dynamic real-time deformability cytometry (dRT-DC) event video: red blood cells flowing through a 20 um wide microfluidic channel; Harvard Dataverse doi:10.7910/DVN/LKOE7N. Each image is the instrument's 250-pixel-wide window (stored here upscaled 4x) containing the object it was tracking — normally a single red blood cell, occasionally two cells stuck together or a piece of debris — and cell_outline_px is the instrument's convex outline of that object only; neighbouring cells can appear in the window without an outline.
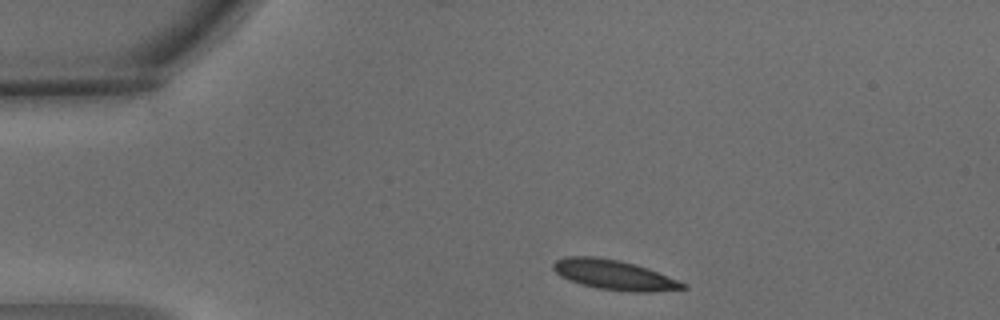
{"species": "common noctule bat (a hibernating species)", "species_latin": "Nyctalus noctula", "temperature_condition": "warm", "stored_images_in_passage": 2, "camera_frame_rate_fps": 3000, "um_per_image_px": 0.085, "animal": {"sex": "male", "body_mass_g": 15.6}, "frame": {"image": 1, "passage_image": 1, "time_ms": 0.0, "image_size_px": [1000, 320], "cell_outline_px": [[688, 288], [652, 292], [628, 292], [596, 288], [580, 284], [568, 280], [560, 276], [552, 268], [552, 264], [556, 260], [564, 256], [592, 256], [620, 260], [648, 268], [688, 284]], "centroid_in_image_um": [52.19, 23.37], "position_along_channel_um": 32.8, "area_um2": 22.77}}